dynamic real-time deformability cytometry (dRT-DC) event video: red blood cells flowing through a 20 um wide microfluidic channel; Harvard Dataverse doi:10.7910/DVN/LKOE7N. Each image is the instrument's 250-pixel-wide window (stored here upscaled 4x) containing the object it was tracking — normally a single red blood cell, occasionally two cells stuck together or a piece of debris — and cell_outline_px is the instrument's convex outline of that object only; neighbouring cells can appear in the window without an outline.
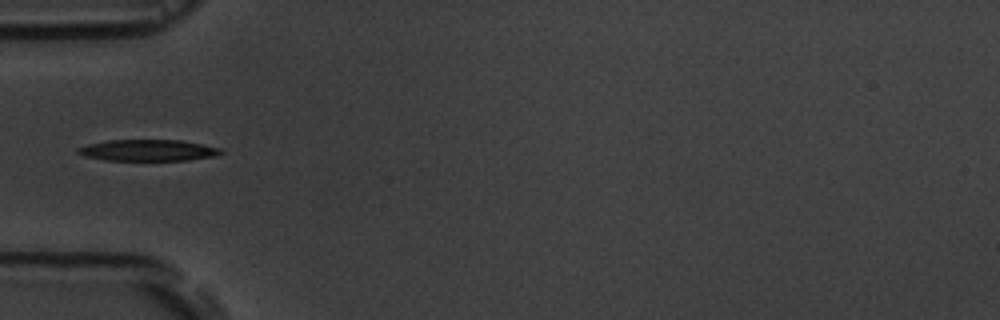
{"species": "common noctule bat (a hibernating species)", "species_latin": "Nyctalus noctula", "temperature_condition": "room temperature", "stored_images_in_passage": 7, "camera_frame_rate_fps": 3000, "um_per_image_px": 0.085, "animal": {"sex": "male", "body_mass_g": 19.5, "forearm_length_mm": 54.6}, "frame": {"image": 1, "passage_image": 5, "time_ms": 4.667, "image_size_px": [1000, 320], "cell_outline_px": [[224, 152], [216, 156], [188, 160], [108, 160], [84, 156], [76, 152], [76, 148], [88, 144], [108, 140], [180, 140], [220, 148]], "centroid_in_image_um": [12.57, 12.77], "position_along_channel_um": 72.4, "area_um2": 17.69}}
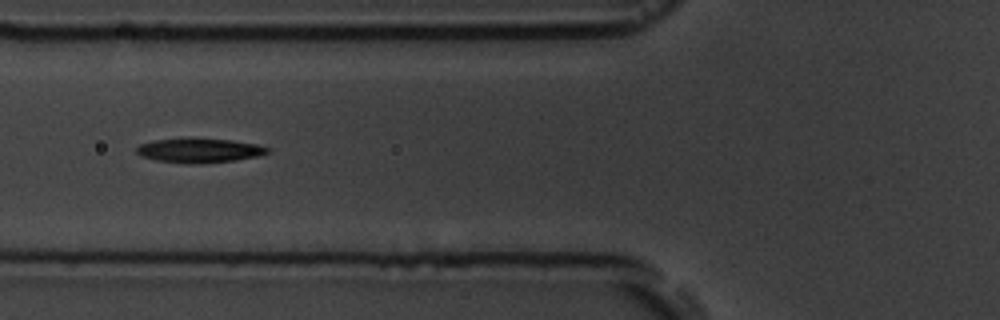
{"frame": {"image": 2, "passage_image": 6, "time_ms": 5.667, "image_size_px": [1000, 320], "cell_outline_px": [[272, 148], [268, 152], [256, 156], [236, 160], [192, 164], [188, 164], [156, 160], [140, 156], [136, 152], [136, 148], [140, 144], [156, 140], [192, 136], [232, 140], [256, 144]], "centroid_in_image_um": [16.92, 12.76], "position_along_channel_um": 108.9, "area_um2": 19.02}}
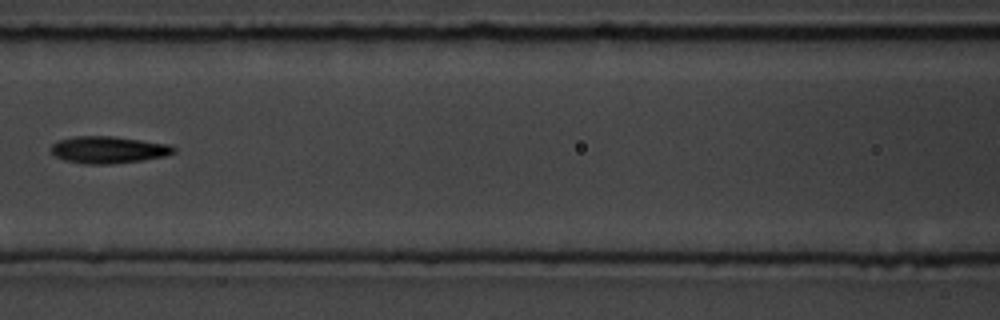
{"frame": {"image": 3, "passage_image": 7, "time_ms": 7.0, "image_size_px": [1000, 320], "cell_outline_px": [[176, 152], [164, 156], [140, 160], [112, 164], [84, 164], [64, 160], [56, 156], [52, 152], [52, 144], [60, 140], [76, 136], [112, 136], [168, 144], [176, 148]], "centroid_in_image_um": [9.21, 12.73], "position_along_channel_um": 157.4, "area_um2": 19.07}}